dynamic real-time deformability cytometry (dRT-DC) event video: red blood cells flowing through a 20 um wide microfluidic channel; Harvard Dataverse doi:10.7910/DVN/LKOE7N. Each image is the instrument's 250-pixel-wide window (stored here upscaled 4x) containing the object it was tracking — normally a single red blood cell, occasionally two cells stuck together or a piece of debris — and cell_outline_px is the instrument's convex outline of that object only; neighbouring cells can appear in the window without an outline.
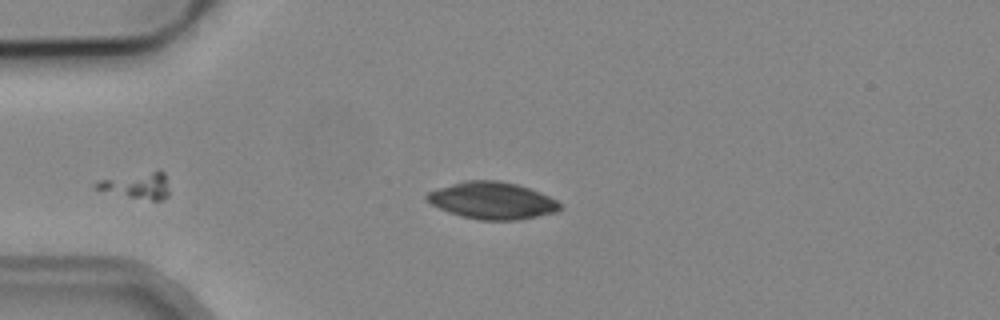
{"species": "common noctule bat (a hibernating species)", "species_latin": "Nyctalus noctula", "temperature_condition": "cold", "stored_images_in_passage": 38, "camera_frame_rate_fps": 3000, "um_per_image_px": 0.085, "animal": {"sex": "male", "body_mass_g": 19.2, "forearm_length_mm": 51.8}, "frame": {"image": 1, "passage_image": 1, "time_ms": 0.0, "image_size_px": [1000, 320], "cell_outline_px": [[560, 208], [556, 212], [516, 220], [480, 220], [460, 216], [448, 212], [424, 200], [424, 196], [428, 192], [464, 180], [500, 180], [516, 184], [540, 192], [556, 200], [560, 204]], "centroid_in_image_um": [41.8, 17.04], "position_along_channel_um": 43.2, "area_um2": 28.55}}
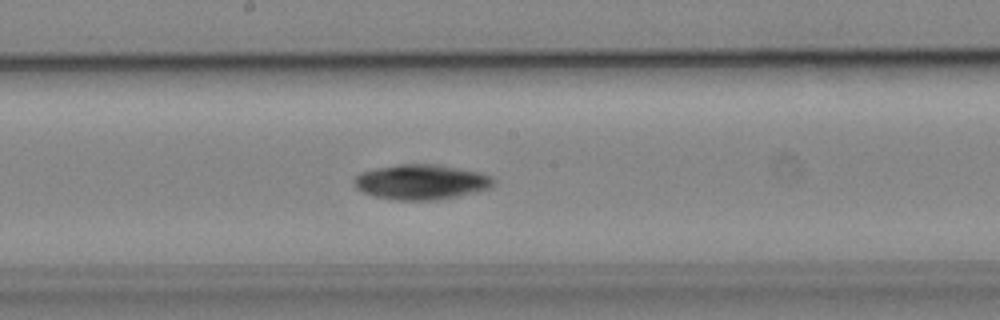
{"frame": {"image": 2, "passage_image": 16, "time_ms": 5.0, "image_size_px": [1000, 320], "cell_outline_px": [[496, 180], [488, 188], [476, 192], [436, 200], [396, 200], [372, 196], [356, 188], [356, 176], [360, 172], [376, 168], [400, 164], [436, 164], [480, 172]], "centroid_in_image_um": [35.79, 15.47], "position_along_channel_um": 212.4, "area_um2": 28.21}}
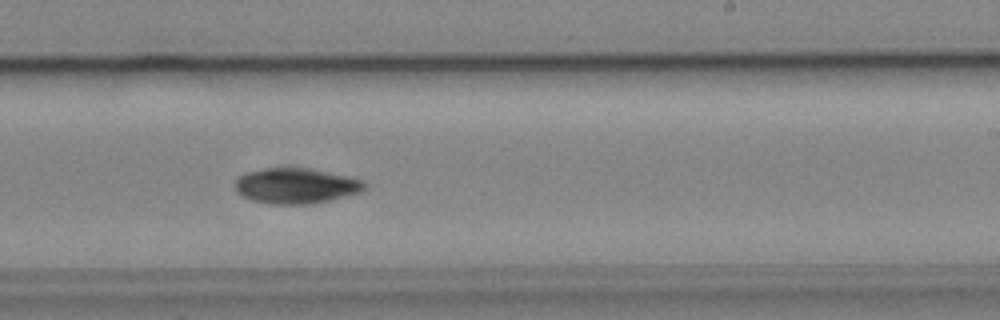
{"frame": {"image": 3, "passage_image": 20, "time_ms": 6.333, "image_size_px": [1000, 320], "cell_outline_px": [[364, 188], [360, 192], [312, 204], [268, 204], [252, 200], [236, 192], [236, 180], [244, 172], [288, 164], [312, 168], [360, 180], [364, 184]], "centroid_in_image_um": [25.08, 15.75], "position_along_channel_um": 263.9, "area_um2": 27.05}}